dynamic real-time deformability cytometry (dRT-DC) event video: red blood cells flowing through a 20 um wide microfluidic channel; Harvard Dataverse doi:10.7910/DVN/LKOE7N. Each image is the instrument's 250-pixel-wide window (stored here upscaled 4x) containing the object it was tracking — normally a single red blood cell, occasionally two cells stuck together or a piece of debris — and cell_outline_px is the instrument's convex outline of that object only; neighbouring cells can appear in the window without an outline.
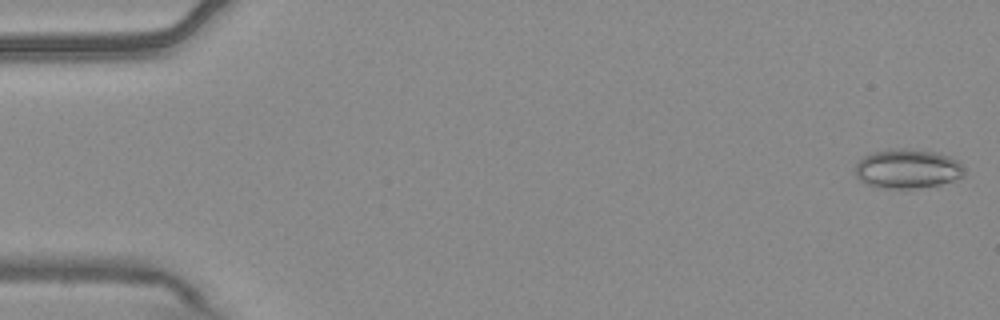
{"species": "common noctule bat (a hibernating species)", "species_latin": "Nyctalus noctula", "temperature_condition": "warm", "stored_images_in_passage": 5, "camera_frame_rate_fps": 3000, "um_per_image_px": 0.085, "animal": {"sex": "male", "body_mass_g": 20.4}, "frame": {"image": 1, "passage_image": 1, "time_ms": 0.0, "image_size_px": [1000, 320], "cell_outline_px": [[964, 176], [940, 184], [912, 188], [884, 188], [868, 184], [860, 180], [856, 176], [856, 164], [864, 156], [872, 152], [888, 148], [904, 148], [936, 152], [948, 156], [956, 160], [964, 168]], "centroid_in_image_um": [77.12, 14.32], "position_along_channel_um": 7.9, "area_um2": 24.8}}